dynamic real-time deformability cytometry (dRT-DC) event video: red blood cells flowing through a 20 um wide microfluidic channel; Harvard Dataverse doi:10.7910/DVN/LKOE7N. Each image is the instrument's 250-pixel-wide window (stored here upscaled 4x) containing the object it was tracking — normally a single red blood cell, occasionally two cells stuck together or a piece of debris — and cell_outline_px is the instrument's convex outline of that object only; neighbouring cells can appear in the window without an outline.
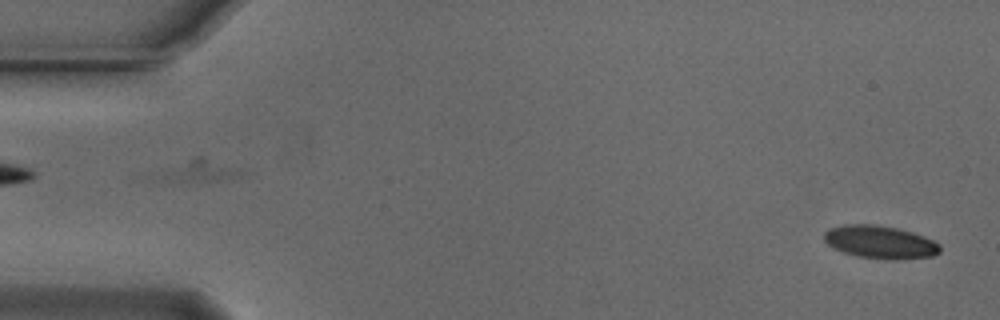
{"species": "Egyptian fruit bat (a non-hibernating species)", "species_latin": "Rousettus aegyptiacus", "temperature_condition": "cold", "stored_images_in_passage": 53, "camera_frame_rate_fps": 3000, "um_per_image_px": 0.085, "animal": {"sex": "male"}, "frame": {"image": 1, "passage_image": 2, "time_ms": 0.333, "image_size_px": [1000, 320], "cell_outline_px": [[940, 252], [932, 256], [896, 260], [888, 260], [856, 256], [832, 248], [824, 240], [824, 232], [828, 228], [844, 224], [876, 224], [896, 228], [912, 232], [924, 236], [940, 244]], "centroid_in_image_um": [74.79, 20.58], "position_along_channel_um": 10.2, "area_um2": 22.43}}
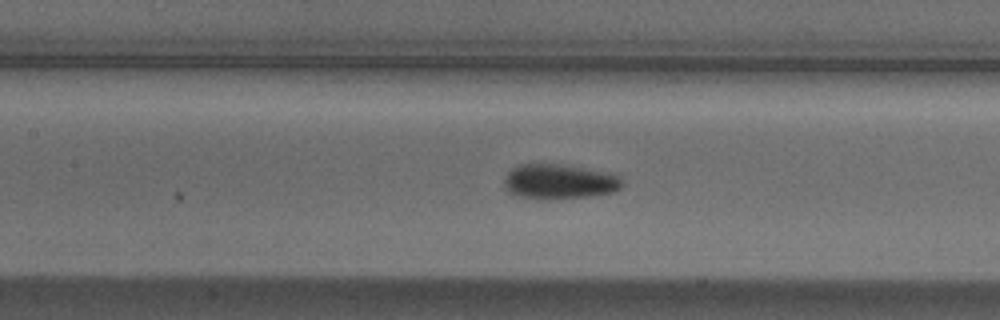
{"frame": {"image": 2, "passage_image": 24, "time_ms": 7.667, "image_size_px": [1000, 320], "cell_outline_px": [[624, 184], [620, 188], [612, 192], [592, 196], [548, 200], [516, 196], [508, 192], [504, 184], [504, 180], [508, 172], [512, 168], [520, 164], [552, 164], [584, 168], [604, 172], [620, 176]], "centroid_in_image_um": [47.52, 15.46], "position_along_channel_um": 159.9, "area_um2": 23.99}}
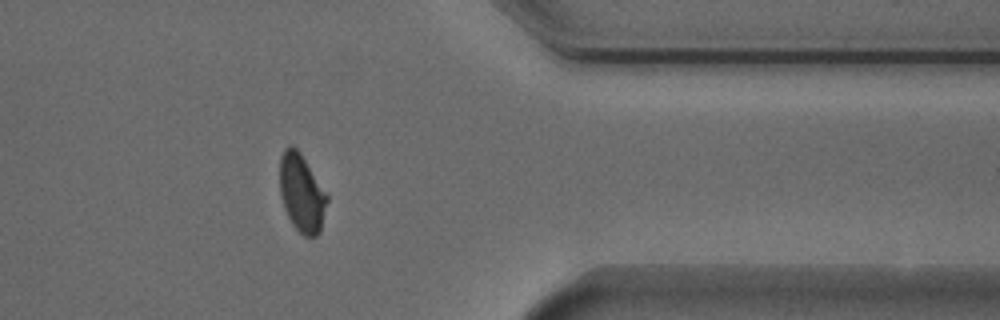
{"frame": {"image": 3, "passage_image": 43, "time_ms": 14.0, "image_size_px": [1000, 320], "cell_outline_px": [[328, 200], [320, 232], [316, 236], [304, 236], [292, 224], [284, 208], [280, 192], [280, 156], [284, 148], [288, 144], [292, 144], [300, 152], [328, 196]], "centroid_in_image_um": [25.63, 16.39], "position_along_channel_um": 385.8, "area_um2": 21.39}, "authors_computed_cell_mechanics": {"area_um2": 22.3686, "velocity_mm_per_s": 3.8349, "shape_relaxation_time_tau1_ms": 2.4406, "shape_relaxation_time_tau2_ms": 2.997, "deformation_change_tau1": 0.1023, "deformation_change_tau2": 0.056}}